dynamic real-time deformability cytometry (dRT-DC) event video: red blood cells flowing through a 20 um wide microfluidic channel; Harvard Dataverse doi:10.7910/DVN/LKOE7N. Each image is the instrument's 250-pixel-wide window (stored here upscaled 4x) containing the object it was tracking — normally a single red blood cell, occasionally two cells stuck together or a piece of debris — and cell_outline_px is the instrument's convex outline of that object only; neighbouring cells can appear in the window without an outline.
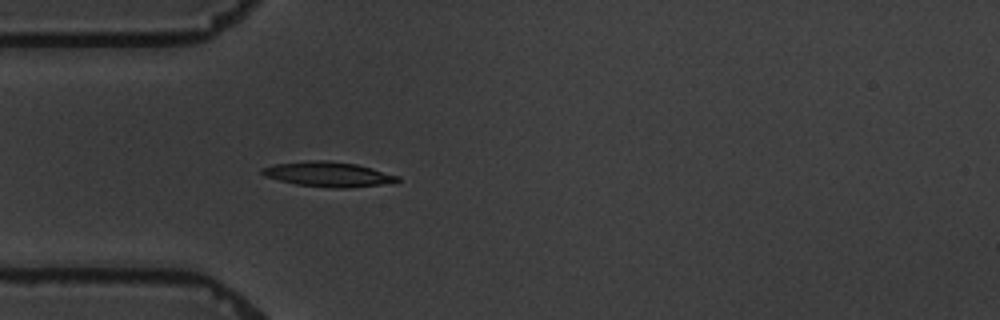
{"species": "common noctule bat (a hibernating species)", "species_latin": "Nyctalus noctula", "temperature_condition": "warm", "stored_images_in_passage": 3, "camera_frame_rate_fps": 3000, "um_per_image_px": 0.085, "animal": {"sex": "male", "body_mass_g": 19.5, "forearm_length_mm": 54.6}, "frame": {"image": 1, "passage_image": 3, "time_ms": 3.333, "image_size_px": [1000, 320], "cell_outline_px": [[400, 180], [396, 184], [344, 188], [336, 188], [296, 184], [264, 176], [260, 172], [260, 168], [272, 164], [308, 160], [328, 160], [356, 164], [372, 168], [400, 176]], "centroid_in_image_um": [27.95, 14.81], "position_along_channel_um": 57.1, "area_um2": 20.0}}